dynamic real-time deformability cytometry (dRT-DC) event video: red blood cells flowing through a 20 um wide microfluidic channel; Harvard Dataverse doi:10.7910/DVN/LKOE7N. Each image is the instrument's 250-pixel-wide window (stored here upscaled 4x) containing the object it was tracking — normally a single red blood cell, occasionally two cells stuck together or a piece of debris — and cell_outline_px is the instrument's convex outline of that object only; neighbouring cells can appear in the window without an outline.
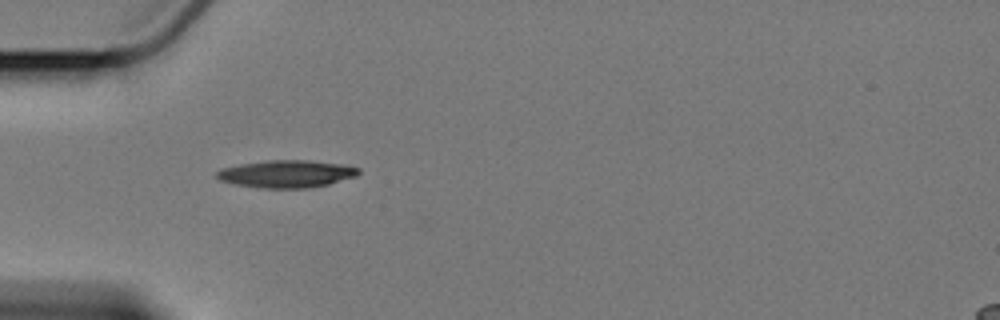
{"species": "Egyptian fruit bat (a non-hibernating species)", "species_latin": "Rousettus aegyptiacus", "temperature_condition": "cold", "stored_images_in_passage": 3, "camera_frame_rate_fps": 3000, "um_per_image_px": 0.085, "animal": {"sex": "female"}, "frame": {"image": 1, "passage_image": 1, "time_ms": 0.0, "image_size_px": [1000, 320], "cell_outline_px": [[360, 172], [356, 176], [328, 184], [308, 188], [264, 188], [236, 184], [220, 180], [216, 176], [216, 172], [224, 168], [240, 164], [268, 160], [308, 160], [344, 164], [360, 168]], "centroid_in_image_um": [24.39, 14.77], "position_along_channel_um": 60.6, "area_um2": 22.54}}
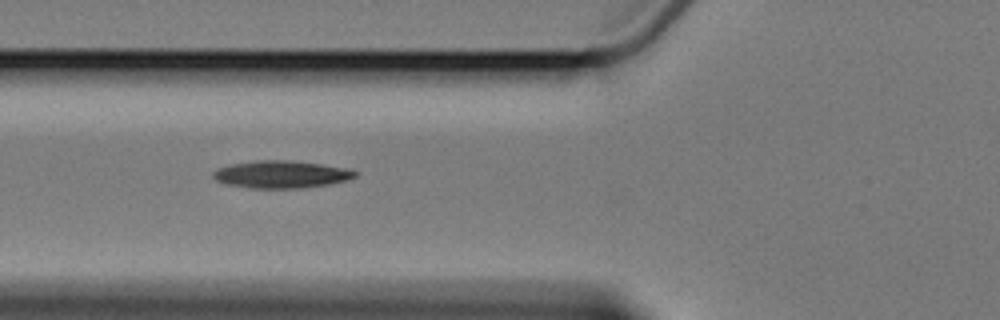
{"frame": {"image": 2, "passage_image": 2, "time_ms": 1.333, "image_size_px": [1000, 320], "cell_outline_px": [[356, 176], [344, 180], [328, 184], [300, 188], [252, 188], [228, 184], [216, 180], [212, 176], [212, 172], [216, 168], [232, 164], [256, 160], [292, 160], [352, 168], [356, 172]], "centroid_in_image_um": [23.9, 14.8], "position_along_channel_um": 101.9, "area_um2": 22.66}}
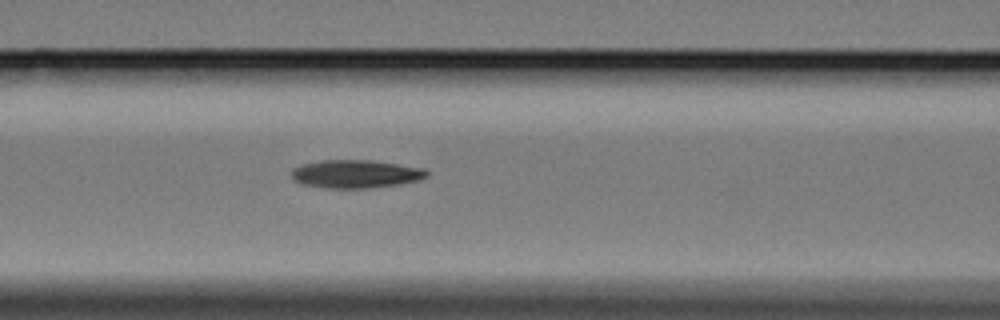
{"frame": {"image": 3, "passage_image": 3, "time_ms": 2.333, "image_size_px": [1000, 320], "cell_outline_px": [[428, 176], [420, 180], [400, 184], [368, 188], [328, 188], [300, 184], [292, 176], [292, 168], [304, 164], [320, 160], [372, 160], [424, 168], [428, 172]], "centroid_in_image_um": [30.26, 14.78], "position_along_channel_um": 136.3, "area_um2": 22.2}}